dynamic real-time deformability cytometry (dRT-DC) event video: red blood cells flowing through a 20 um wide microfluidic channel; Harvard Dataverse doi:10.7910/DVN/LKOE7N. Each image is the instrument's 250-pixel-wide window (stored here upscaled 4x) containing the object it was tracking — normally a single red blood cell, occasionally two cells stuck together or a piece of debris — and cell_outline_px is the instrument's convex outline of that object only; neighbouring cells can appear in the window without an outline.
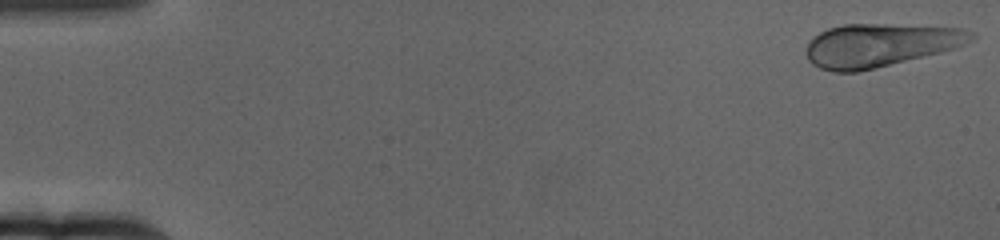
{"species": "human", "species_latin": "Homo sapiens", "temperature_condition": "cold", "stored_images_in_passage": 64, "camera_frame_rate_fps": 3000, "um_per_image_px": 0.085, "donor": {"sex": "female"}, "frame": {"image": 1, "passage_image": 1, "time_ms": 0.0, "image_size_px": [1000, 240], "cell_outline_px": [[976, 40], [956, 48], [924, 56], [856, 72], [832, 72], [820, 68], [812, 64], [808, 60], [804, 52], [804, 48], [808, 40], [812, 36], [828, 28], [844, 24], [884, 24], [964, 28], [976, 32]], "centroid_in_image_um": [74.78, 3.82], "position_along_channel_um": 10.2, "area_um2": 41.96}}
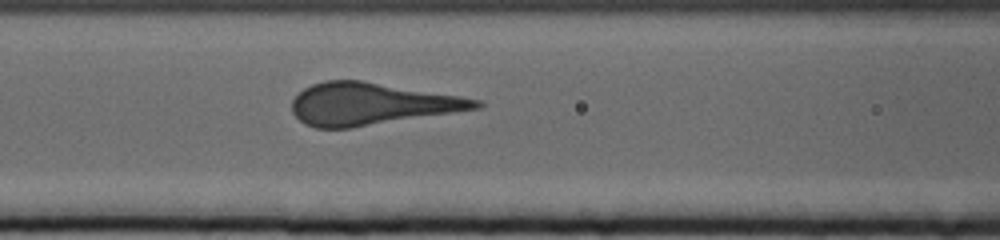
{"frame": {"image": 2, "passage_image": 27, "time_ms": 8.667, "image_size_px": [1000, 240], "cell_outline_px": [[484, 104], [480, 108], [352, 128], [316, 128], [304, 124], [292, 112], [292, 100], [304, 88], [312, 84], [324, 80], [360, 80], [460, 96], [480, 100]], "centroid_in_image_um": [31.52, 8.84], "position_along_channel_um": 135.1, "area_um2": 44.91}}
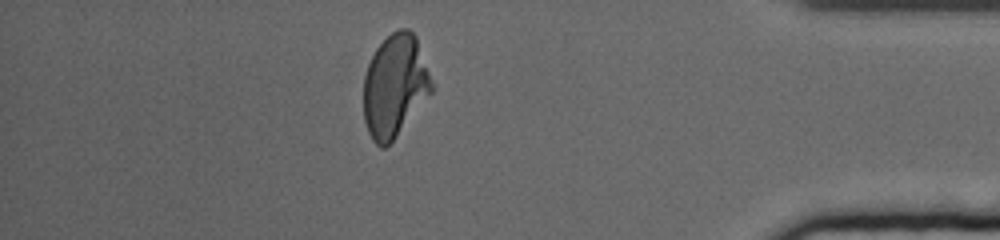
{"frame": {"image": 3, "passage_image": 56, "time_ms": 18.333, "image_size_px": [1000, 240], "cell_outline_px": [[432, 92], [396, 136], [384, 148], [380, 148], [372, 140], [368, 132], [364, 120], [364, 76], [368, 64], [376, 48], [392, 32], [400, 28], [408, 28], [416, 36], [432, 80]], "centroid_in_image_um": [33.55, 7.29], "position_along_channel_um": 401.7, "area_um2": 40.34}}